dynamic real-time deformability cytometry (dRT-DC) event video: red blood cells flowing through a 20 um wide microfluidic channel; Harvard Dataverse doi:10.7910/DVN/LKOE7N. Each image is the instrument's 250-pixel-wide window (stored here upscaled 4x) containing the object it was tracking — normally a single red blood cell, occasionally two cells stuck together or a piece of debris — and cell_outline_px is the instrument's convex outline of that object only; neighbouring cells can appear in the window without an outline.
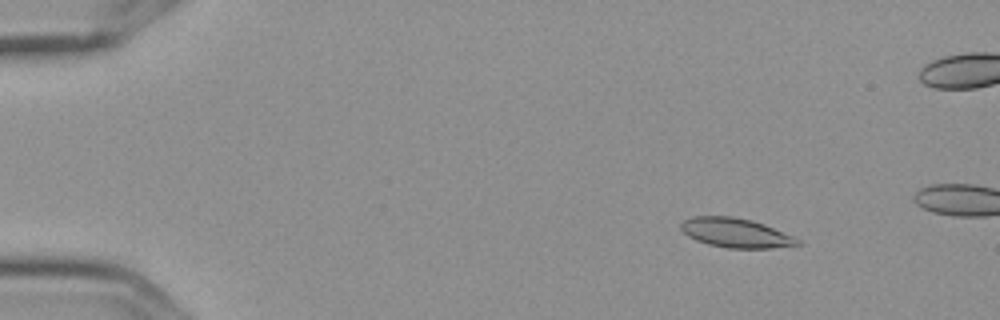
{"species": "Egyptian fruit bat (a non-hibernating species)", "species_latin": "Rousettus aegyptiacus", "temperature_condition": "cold", "stored_images_in_passage": 5, "camera_frame_rate_fps": 3000, "um_per_image_px": 0.085, "frame": {"image": 1, "passage_image": 2, "time_ms": 0.333, "image_size_px": [1000, 320], "cell_outline_px": [[804, 244], [768, 248], [728, 248], [708, 244], [696, 240], [688, 236], [680, 228], [680, 224], [684, 220], [692, 216], [732, 216], [752, 220], [764, 224], [792, 236], [800, 240]], "centroid_in_image_um": [62.52, 19.79], "position_along_channel_um": 22.5, "area_um2": 19.88}}